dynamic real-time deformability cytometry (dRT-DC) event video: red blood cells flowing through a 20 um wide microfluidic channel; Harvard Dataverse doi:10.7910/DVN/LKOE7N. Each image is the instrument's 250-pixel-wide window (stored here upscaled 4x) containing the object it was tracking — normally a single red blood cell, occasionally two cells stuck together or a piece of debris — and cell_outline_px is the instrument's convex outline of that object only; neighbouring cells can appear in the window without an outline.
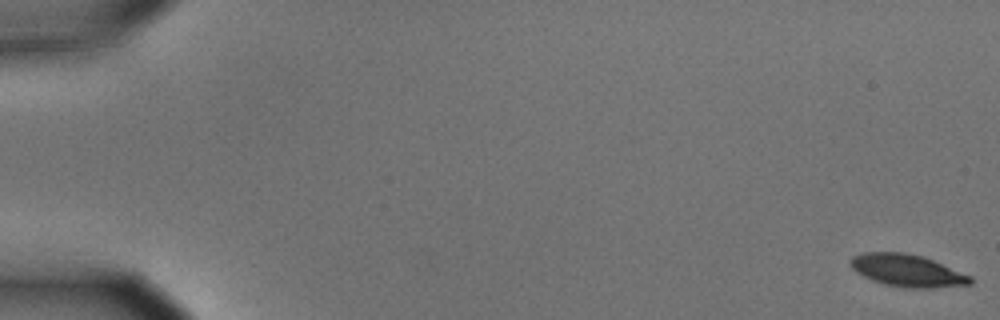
{"species": "common noctule bat (a hibernating species)", "species_latin": "Nyctalus noctula", "temperature_condition": "cold", "stored_images_in_passage": 58, "camera_frame_rate_fps": 3000, "um_per_image_px": 0.085, "animal": {"sex": "male", "body_mass_g": 15.6}, "frame": {"image": 1, "passage_image": 1, "time_ms": 0.0, "image_size_px": [1000, 320], "cell_outline_px": [[972, 284], [932, 288], [904, 288], [884, 284], [872, 280], [856, 272], [848, 264], [848, 260], [852, 256], [864, 252], [904, 252], [924, 256], [972, 276]], "centroid_in_image_um": [77.1, 22.99], "position_along_channel_um": 7.9, "area_um2": 22.83}}
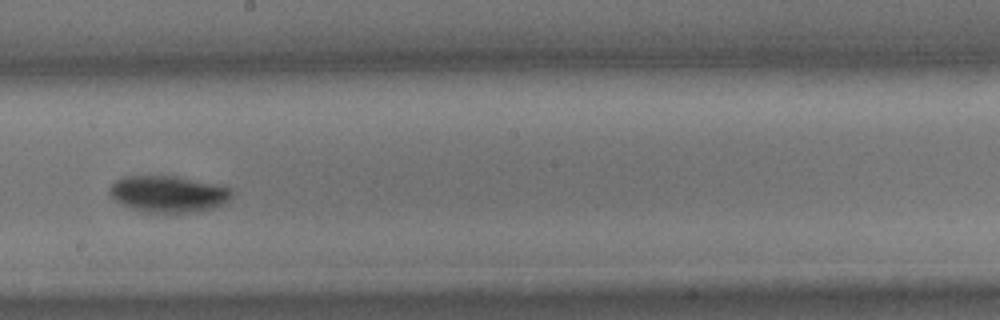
{"frame": {"image": 2, "passage_image": 34, "time_ms": 11.0, "image_size_px": [1000, 320], "cell_outline_px": [[236, 192], [224, 204], [200, 212], [140, 212], [120, 204], [108, 192], [108, 188], [116, 180], [124, 176], [176, 176], [232, 188]], "centroid_in_image_um": [14.31, 16.49], "position_along_channel_um": 233.9, "area_um2": 26.18}}
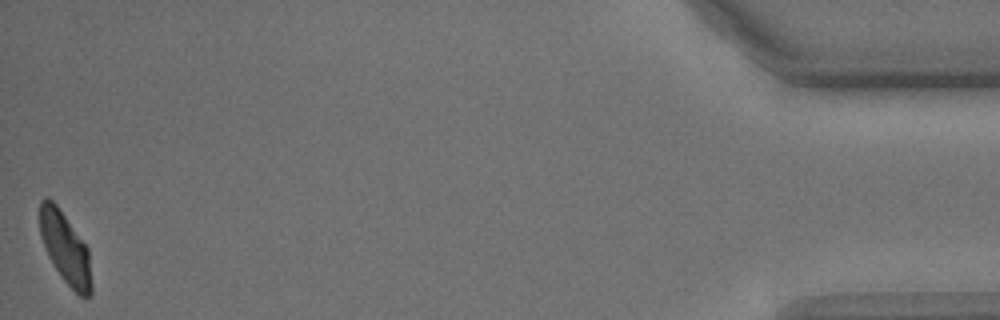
{"frame": {"image": 3, "passage_image": 58, "time_ms": 19.0, "image_size_px": [1000, 320], "cell_outline_px": [[92, 296], [80, 296], [64, 280], [48, 256], [40, 236], [40, 200], [44, 196], [48, 196], [56, 204], [88, 248], [92, 284]], "centroid_in_image_um": [5.55, 21.07], "position_along_channel_um": 429.7, "area_um2": 21.27}, "authors_computed_cell_mechanics": {"area_um2": 23.7558, "velocity_mm_per_s": 3.5191, "shape_relaxation_time_tau1_ms": 5.9393, "shape_relaxation_time_tau2_ms": null, "deformation_change_tau1": 0.198, "deformation_change_tau2": null}}